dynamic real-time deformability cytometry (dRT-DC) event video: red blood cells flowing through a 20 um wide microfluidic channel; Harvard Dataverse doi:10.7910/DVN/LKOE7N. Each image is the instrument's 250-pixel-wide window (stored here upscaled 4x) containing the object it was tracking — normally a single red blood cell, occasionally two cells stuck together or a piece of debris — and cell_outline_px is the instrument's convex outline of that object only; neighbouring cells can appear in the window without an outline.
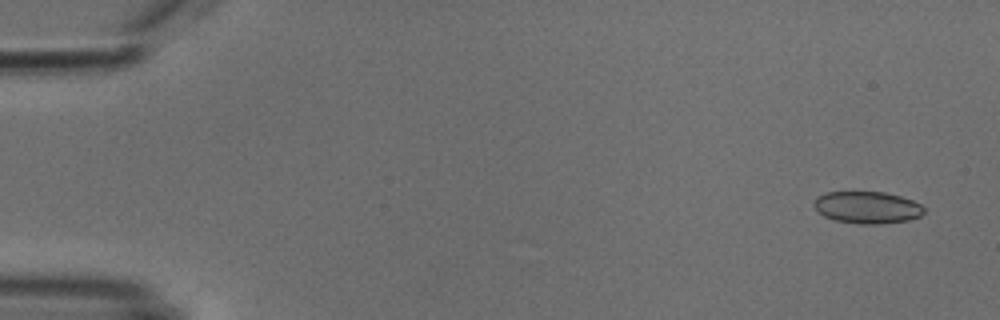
{"species": "common noctule bat (a hibernating species)", "species_latin": "Nyctalus noctula", "temperature_condition": "cold", "stored_images_in_passage": 53, "camera_frame_rate_fps": 3000, "um_per_image_px": 0.085, "animal": {"sex": "male", "body_mass_g": 18.8}, "frame": {"image": 1, "passage_image": 3, "time_ms": 0.667, "image_size_px": [1000, 320], "cell_outline_px": [[924, 212], [920, 216], [908, 220], [880, 224], [860, 224], [836, 220], [824, 216], [812, 204], [816, 196], [824, 192], [884, 192], [900, 196], [912, 200], [920, 204], [924, 208]], "centroid_in_image_um": [73.7, 17.62], "position_along_channel_um": 11.3, "area_um2": 20.52}}
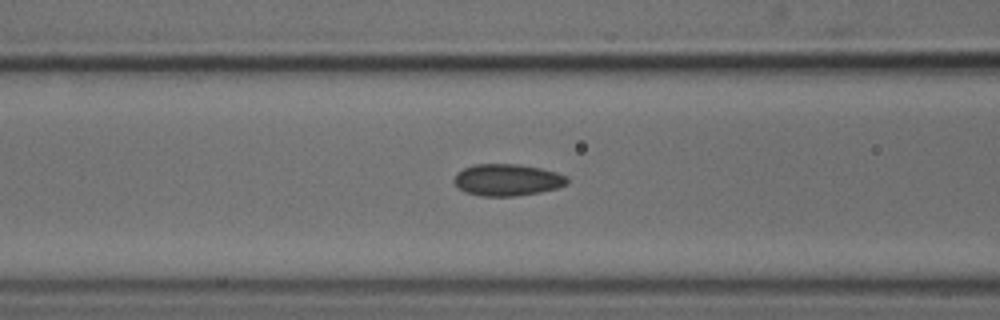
{"frame": {"image": 2, "passage_image": 22, "time_ms": 7.0, "image_size_px": [1000, 320], "cell_outline_px": [[568, 184], [556, 188], [540, 192], [516, 196], [480, 196], [464, 192], [452, 180], [456, 172], [472, 164], [520, 164], [540, 168], [556, 172], [568, 176]], "centroid_in_image_um": [43.1, 15.29], "position_along_channel_um": 123.5, "area_um2": 21.15}}
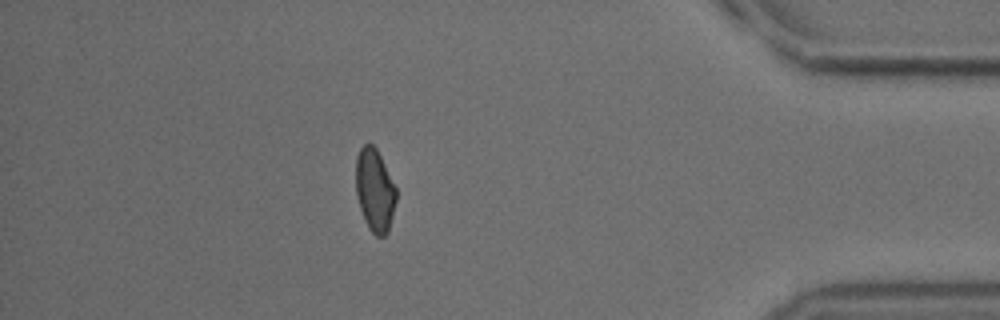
{"frame": {"image": 3, "passage_image": 47, "time_ms": 15.333, "image_size_px": [1000, 320], "cell_outline_px": [[396, 200], [388, 232], [384, 236], [376, 236], [368, 228], [364, 220], [356, 196], [356, 156], [360, 148], [364, 144], [372, 144], [376, 148], [396, 188]], "centroid_in_image_um": [31.84, 16.18], "position_along_channel_um": 403.4, "area_um2": 19.36}, "authors_computed_cell_mechanics": {"area_um2": 20.6346, "velocity_mm_per_s": 3.8235, "shape_relaxation_time_tau1_ms": null, "shape_relaxation_time_tau2_ms": 2.1133, "deformation_change_tau1": null, "deformation_change_tau2": 0.0504}}